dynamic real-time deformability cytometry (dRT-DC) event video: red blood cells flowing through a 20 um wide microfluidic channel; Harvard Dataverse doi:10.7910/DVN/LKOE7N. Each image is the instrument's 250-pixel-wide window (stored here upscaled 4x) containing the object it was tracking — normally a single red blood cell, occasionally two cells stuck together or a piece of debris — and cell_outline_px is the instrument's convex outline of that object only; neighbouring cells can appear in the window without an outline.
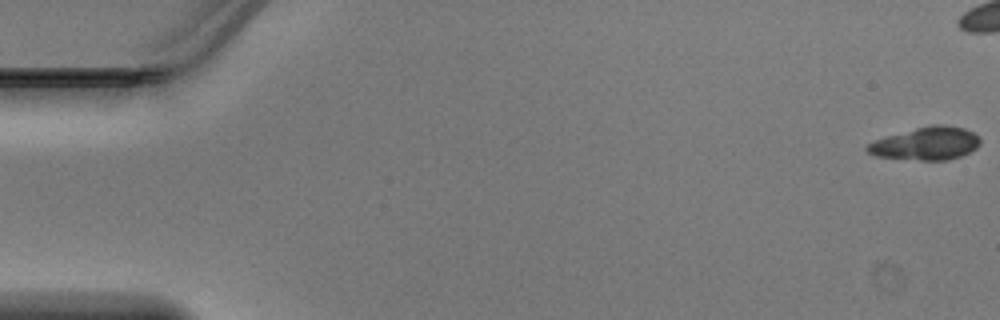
{"species": "Egyptian fruit bat (a non-hibernating species)", "species_latin": "Rousettus aegyptiacus", "temperature_condition": "warm", "stored_images_in_passage": 8, "camera_frame_rate_fps": 3000, "um_per_image_px": 0.085, "animal": {"sex": "male"}, "frame": {"image": 1, "passage_image": 1, "time_ms": 0.0, "image_size_px": [1000, 320], "cell_outline_px": [[980, 144], [976, 148], [960, 156], [948, 160], [920, 160], [876, 156], [868, 152], [864, 148], [868, 144], [876, 140], [888, 136], [928, 124], [944, 124], [964, 128], [980, 136]], "centroid_in_image_um": [78.75, 12.19], "position_along_channel_um": 6.3, "area_um2": 21.56}}